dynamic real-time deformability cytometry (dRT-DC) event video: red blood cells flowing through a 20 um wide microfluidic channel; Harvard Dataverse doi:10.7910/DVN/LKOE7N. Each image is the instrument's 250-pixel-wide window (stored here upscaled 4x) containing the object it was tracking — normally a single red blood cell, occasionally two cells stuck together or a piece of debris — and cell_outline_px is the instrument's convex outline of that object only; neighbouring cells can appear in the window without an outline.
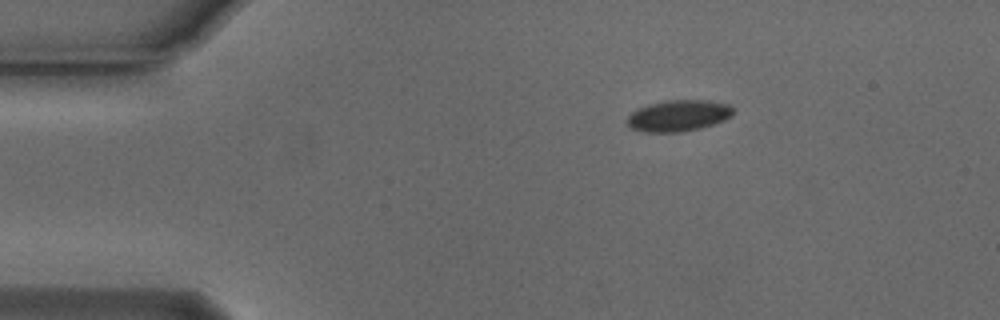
{"species": "Egyptian fruit bat (a non-hibernating species)", "species_latin": "Rousettus aegyptiacus", "temperature_condition": "cold", "stored_images_in_passage": 46, "camera_frame_rate_fps": 3000, "um_per_image_px": 0.085, "animal": {"sex": "male"}, "frame": {"image": 1, "passage_image": 1, "time_ms": 0.0, "image_size_px": [1000, 320], "cell_outline_px": [[732, 116], [724, 120], [700, 128], [680, 132], [644, 132], [632, 128], [628, 124], [628, 116], [632, 112], [648, 104], [668, 100], [708, 100], [728, 104], [732, 108]], "centroid_in_image_um": [57.67, 9.83], "position_along_channel_um": 27.3, "area_um2": 19.13}}
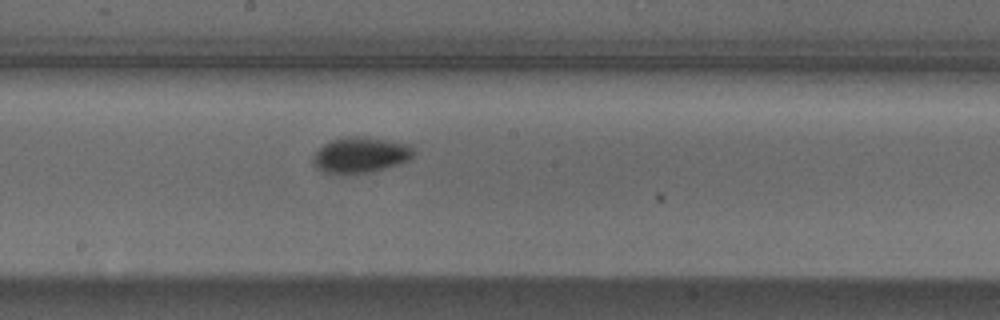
{"frame": {"image": 2, "passage_image": 21, "time_ms": 6.667, "image_size_px": [1000, 320], "cell_outline_px": [[416, 152], [408, 160], [400, 164], [372, 172], [324, 172], [316, 168], [312, 164], [312, 156], [324, 144], [332, 140], [344, 136], [364, 136], [388, 140], [408, 144]], "centroid_in_image_um": [30.65, 13.15], "position_along_channel_um": 217.5, "area_um2": 20.81}}
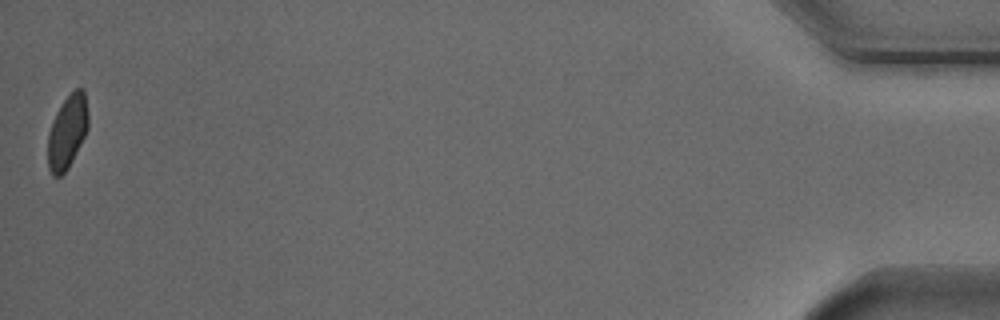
{"frame": {"image": 3, "passage_image": 46, "time_ms": 15.0, "image_size_px": [1000, 320], "cell_outline_px": [[88, 128], [68, 168], [60, 176], [52, 176], [48, 168], [48, 132], [52, 120], [56, 112], [64, 100], [76, 88], [84, 88], [88, 116]], "centroid_in_image_um": [5.71, 11.2], "position_along_channel_um": 429.5, "area_um2": 17.17}, "authors_computed_cell_mechanics": {"area_um2": 19.1318, "velocity_mm_per_s": 3.7484, "shape_relaxation_time_tau1_ms": 1.9431, "shape_relaxation_time_tau2_ms": null, "deformation_change_tau1": 0.0842, "deformation_change_tau2": null}}